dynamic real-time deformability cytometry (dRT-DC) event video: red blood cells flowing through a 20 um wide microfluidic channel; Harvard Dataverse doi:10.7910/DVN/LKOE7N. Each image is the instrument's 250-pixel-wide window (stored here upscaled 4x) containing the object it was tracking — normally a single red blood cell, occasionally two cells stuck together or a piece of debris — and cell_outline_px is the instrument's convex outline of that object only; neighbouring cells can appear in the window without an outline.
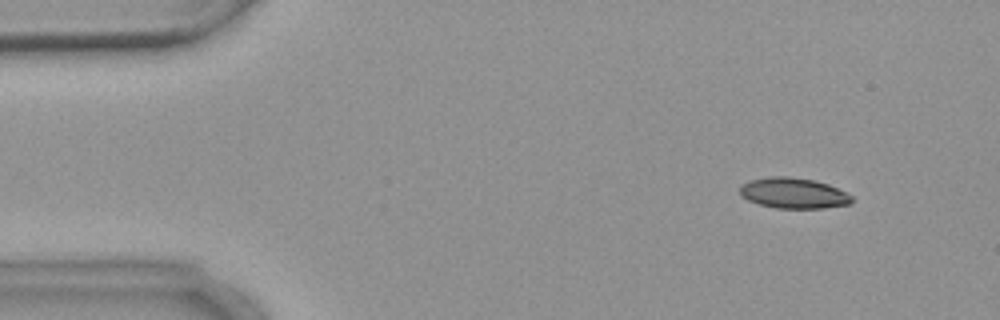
{"species": "common noctule bat (a hibernating species)", "species_latin": "Nyctalus noctula", "temperature_condition": "warm", "stored_images_in_passage": 10, "camera_frame_rate_fps": 3000, "um_per_image_px": 0.085, "animal": {"sex": "female", "body_mass_g": 18.4}, "frame": {"image": 1, "passage_image": 2, "time_ms": 1.0, "image_size_px": [1000, 320], "cell_outline_px": [[852, 200], [848, 204], [824, 208], [776, 208], [760, 204], [748, 200], [740, 196], [740, 188], [744, 184], [752, 180], [768, 176], [788, 176], [816, 180], [828, 184], [852, 196]], "centroid_in_image_um": [67.43, 16.41], "position_along_channel_um": 17.6, "area_um2": 19.83}}
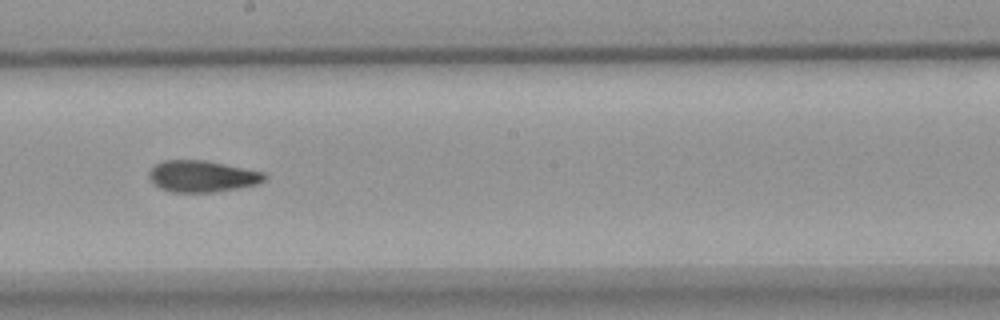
{"frame": {"image": 2, "passage_image": 9, "time_ms": 9.333, "image_size_px": [1000, 320], "cell_outline_px": [[268, 176], [264, 180], [256, 184], [216, 192], [172, 192], [160, 188], [148, 176], [148, 172], [156, 164], [164, 160], [208, 160], [264, 172]], "centroid_in_image_um": [17.2, 14.97], "position_along_channel_um": 231.0, "area_um2": 21.15}}
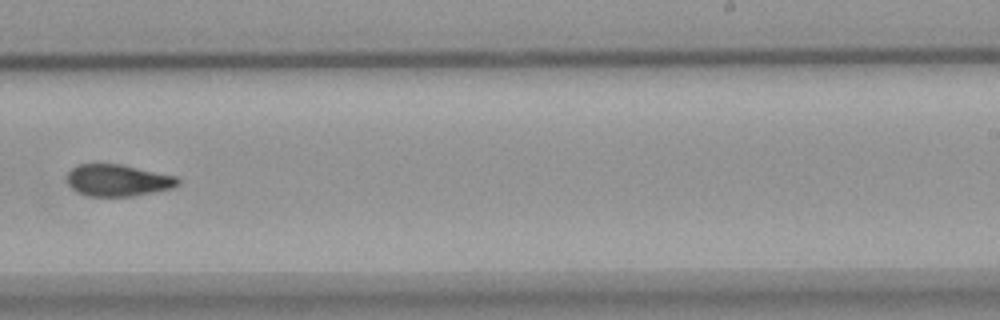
{"frame": {"image": 3, "passage_image": 10, "time_ms": 10.667, "image_size_px": [1000, 320], "cell_outline_px": [[180, 184], [172, 188], [132, 196], [88, 196], [72, 188], [68, 184], [68, 172], [76, 164], [120, 164], [176, 176], [180, 180]], "centroid_in_image_um": [10.02, 15.32], "position_along_channel_um": 279.0, "area_um2": 20.35}}